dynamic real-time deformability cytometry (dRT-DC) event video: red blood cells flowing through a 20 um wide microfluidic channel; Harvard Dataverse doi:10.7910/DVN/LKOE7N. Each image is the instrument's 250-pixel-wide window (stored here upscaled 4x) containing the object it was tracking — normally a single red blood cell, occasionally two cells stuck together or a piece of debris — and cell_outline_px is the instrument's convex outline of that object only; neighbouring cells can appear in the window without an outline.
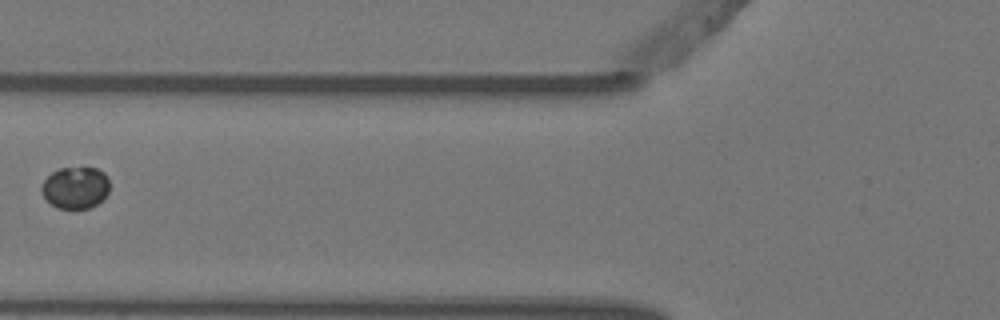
{"species": "Egyptian fruit bat (a non-hibernating species)", "species_latin": "Rousettus aegyptiacus", "temperature_condition": "warm", "stored_images_in_passage": 5, "camera_frame_rate_fps": 3000, "um_per_image_px": 0.085, "animal": {"sex": "female"}, "frame": {"image": 1, "passage_image": 5, "time_ms": 1.333, "image_size_px": [1000, 320], "cell_outline_px": [[108, 192], [96, 204], [88, 208], [56, 208], [44, 196], [40, 188], [44, 180], [52, 172], [60, 168], [96, 168], [104, 172], [108, 180]], "centroid_in_image_um": [6.39, 15.94], "position_along_channel_um": 119.4, "area_um2": 16.3}}